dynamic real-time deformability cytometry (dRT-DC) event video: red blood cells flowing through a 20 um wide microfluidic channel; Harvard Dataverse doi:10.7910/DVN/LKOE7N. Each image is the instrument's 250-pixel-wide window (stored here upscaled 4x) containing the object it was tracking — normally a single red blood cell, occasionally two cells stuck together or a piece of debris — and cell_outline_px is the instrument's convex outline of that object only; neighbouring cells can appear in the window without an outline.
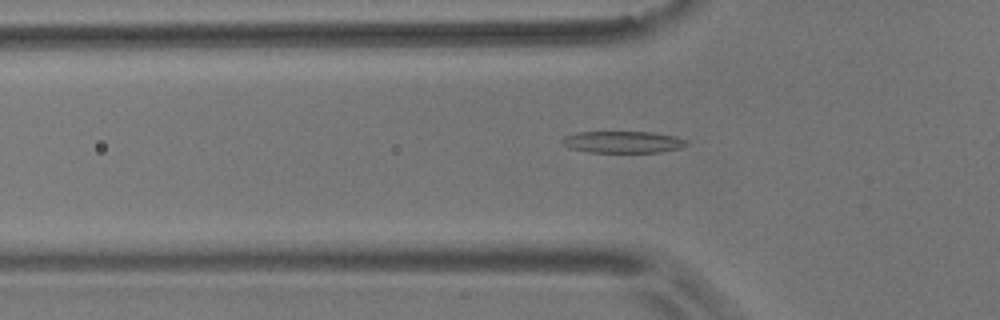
{"species": "common noctule bat (a hibernating species)", "species_latin": "Nyctalus noctula", "temperature_condition": "room temperature", "stored_images_in_passage": 31, "camera_frame_rate_fps": 3000, "um_per_image_px": 0.085, "animal": {"sex": "male", "body_mass_g": 17.9}, "frame": {"image": 1, "passage_image": 6, "time_ms": 1.667, "image_size_px": [1000, 320], "cell_outline_px": [[688, 144], [680, 148], [660, 152], [588, 152], [568, 148], [560, 140], [564, 136], [576, 132], [652, 132], [676, 136], [688, 140]], "centroid_in_image_um": [52.94, 12.07], "position_along_channel_um": 72.9, "area_um2": 15.9}}
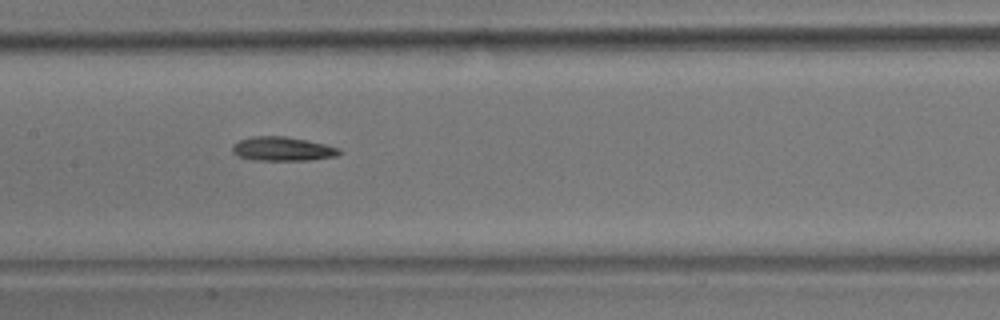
{"frame": {"image": 2, "passage_image": 15, "time_ms": 4.667, "image_size_px": [1000, 320], "cell_outline_px": [[344, 152], [336, 156], [308, 160], [252, 160], [236, 156], [232, 152], [232, 144], [240, 140], [252, 136], [284, 136], [324, 144], [340, 148]], "centroid_in_image_um": [23.99, 12.66], "position_along_channel_um": 183.4, "area_um2": 15.03}}
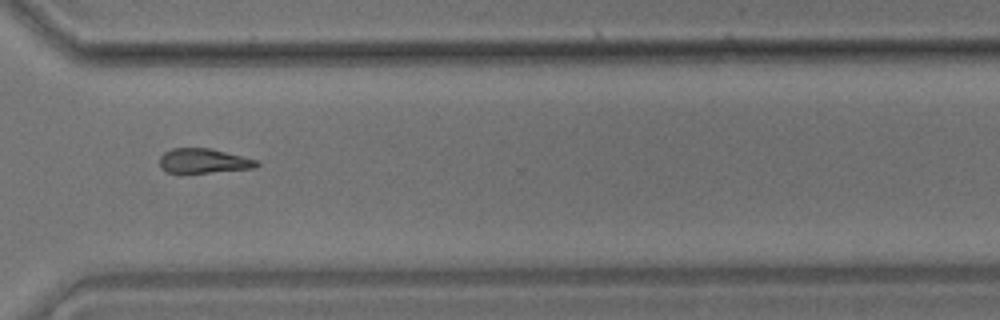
{"frame": {"image": 3, "passage_image": 29, "time_ms": 9.333, "image_size_px": [1000, 320], "cell_outline_px": [[260, 164], [256, 168], [208, 172], [164, 172], [160, 168], [160, 156], [164, 152], [172, 148], [212, 148], [256, 160]], "centroid_in_image_um": [17.28, 13.66], "position_along_channel_um": 353.3, "area_um2": 13.81}, "authors_computed_cell_mechanics": {"area_um2": 14.5078, "velocity_mm_per_s": 3.6476, "shape_relaxation_time_tau1_ms": 11.0282, "shape_relaxation_time_tau2_ms": 8.2008, "deformation_change_tau1": 0.2085, "deformation_change_tau2": 0.2095}}